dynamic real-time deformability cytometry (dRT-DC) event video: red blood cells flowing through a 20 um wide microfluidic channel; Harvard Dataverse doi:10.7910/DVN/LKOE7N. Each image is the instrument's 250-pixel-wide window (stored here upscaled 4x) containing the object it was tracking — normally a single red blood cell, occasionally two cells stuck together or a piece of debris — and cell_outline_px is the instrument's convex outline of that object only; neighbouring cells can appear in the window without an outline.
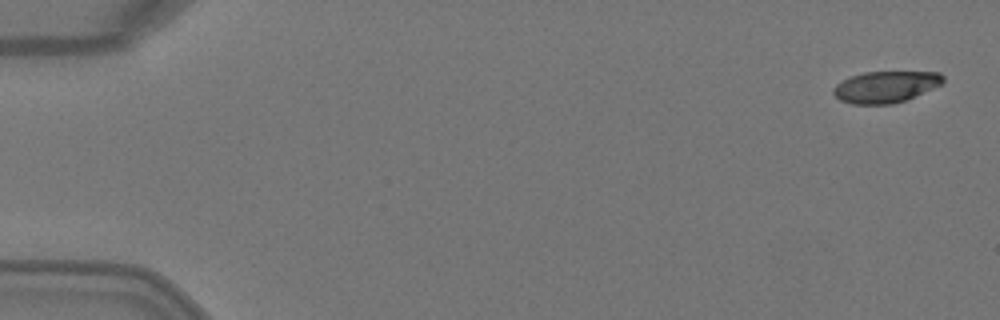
{"species": "Egyptian fruit bat (a non-hibernating species)", "species_latin": "Rousettus aegyptiacus", "temperature_condition": "warm", "stored_images_in_passage": 5, "camera_frame_rate_fps": 3000, "um_per_image_px": 0.085, "animal": {"sex": "female"}, "frame": {"image": 1, "passage_image": 1, "time_ms": 0.0, "image_size_px": [1000, 320], "cell_outline_px": [[944, 84], [904, 100], [892, 104], [852, 104], [840, 100], [832, 92], [832, 88], [836, 84], [848, 76], [864, 72], [940, 72], [944, 76]], "centroid_in_image_um": [75.27, 7.37], "position_along_channel_um": 9.7, "area_um2": 20.23}}
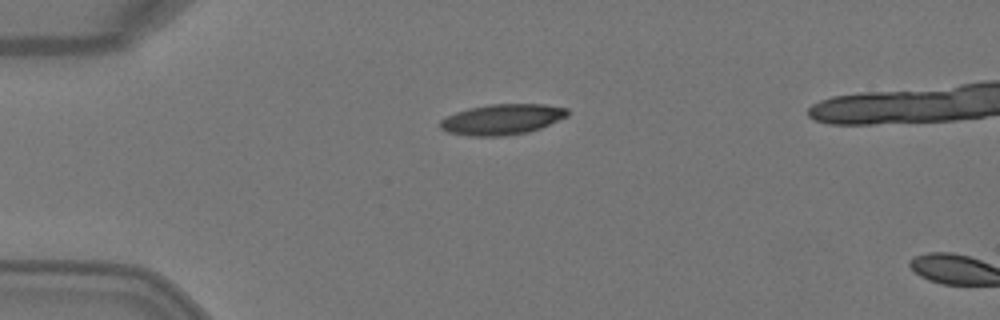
{"frame": {"image": 2, "passage_image": 4, "time_ms": 1.0, "image_size_px": [1000, 320], "cell_outline_px": [[568, 116], [540, 128], [528, 132], [504, 136], [468, 136], [448, 132], [440, 128], [440, 120], [456, 112], [468, 108], [488, 104], [544, 104], [568, 108]], "centroid_in_image_um": [42.68, 10.14], "position_along_channel_um": 42.3, "area_um2": 22.72}}